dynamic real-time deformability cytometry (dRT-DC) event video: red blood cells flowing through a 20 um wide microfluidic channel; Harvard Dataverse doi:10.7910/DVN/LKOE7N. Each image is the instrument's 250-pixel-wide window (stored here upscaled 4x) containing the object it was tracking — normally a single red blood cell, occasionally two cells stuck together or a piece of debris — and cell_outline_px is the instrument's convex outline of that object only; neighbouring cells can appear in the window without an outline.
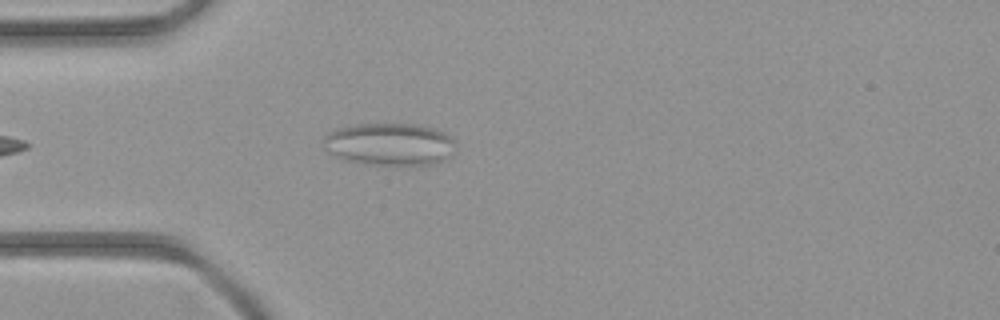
{"species": "common noctule bat (a hibernating species)", "species_latin": "Nyctalus noctula", "temperature_condition": "room temperature", "stored_images_in_passage": 2, "camera_frame_rate_fps": 3000, "um_per_image_px": 0.085, "animal": {"sex": "female", "body_mass_g": 21.9}, "frame": {"image": 1, "passage_image": 2, "time_ms": 1.0, "image_size_px": [1000, 320], "cell_outline_px": [[456, 152], [452, 156], [428, 164], [364, 164], [344, 160], [324, 148], [324, 136], [328, 132], [336, 128], [356, 124], [416, 124], [432, 128], [444, 132], [456, 140]], "centroid_in_image_um": [33.14, 12.24], "position_along_channel_um": 51.9, "area_um2": 32.71}}